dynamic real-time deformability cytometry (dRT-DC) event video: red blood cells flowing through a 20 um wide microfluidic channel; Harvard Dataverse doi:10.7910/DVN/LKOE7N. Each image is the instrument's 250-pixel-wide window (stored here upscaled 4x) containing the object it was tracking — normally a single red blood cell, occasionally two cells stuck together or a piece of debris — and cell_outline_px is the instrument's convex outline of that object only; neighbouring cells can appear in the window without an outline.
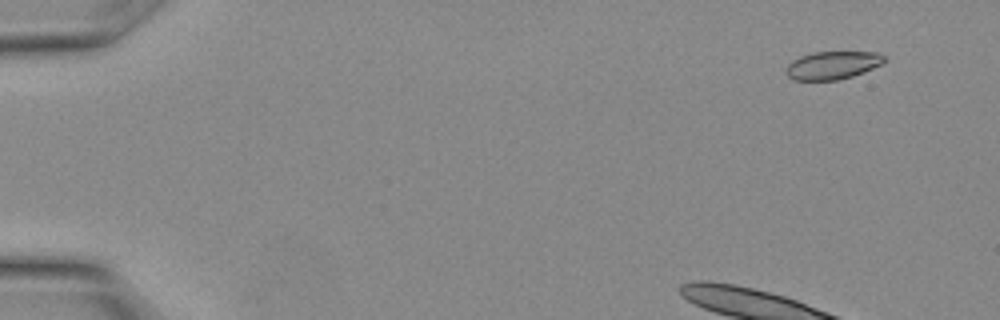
{"species": "Egyptian fruit bat (a non-hibernating species)", "species_latin": "Rousettus aegyptiacus", "temperature_condition": "warm", "stored_images_in_passage": 18, "camera_frame_rate_fps": 3000, "um_per_image_px": 0.085, "animal": {"sex": "female"}, "frame": {"image": 1, "passage_image": 1, "time_ms": 0.0, "image_size_px": [1000, 320], "cell_outline_px": [[884, 60], [880, 64], [864, 72], [852, 76], [836, 80], [792, 80], [788, 76], [784, 68], [792, 60], [800, 56], [812, 52], [880, 52], [884, 56]], "centroid_in_image_um": [70.71, 5.54], "position_along_channel_um": 14.3, "area_um2": 16.01}}